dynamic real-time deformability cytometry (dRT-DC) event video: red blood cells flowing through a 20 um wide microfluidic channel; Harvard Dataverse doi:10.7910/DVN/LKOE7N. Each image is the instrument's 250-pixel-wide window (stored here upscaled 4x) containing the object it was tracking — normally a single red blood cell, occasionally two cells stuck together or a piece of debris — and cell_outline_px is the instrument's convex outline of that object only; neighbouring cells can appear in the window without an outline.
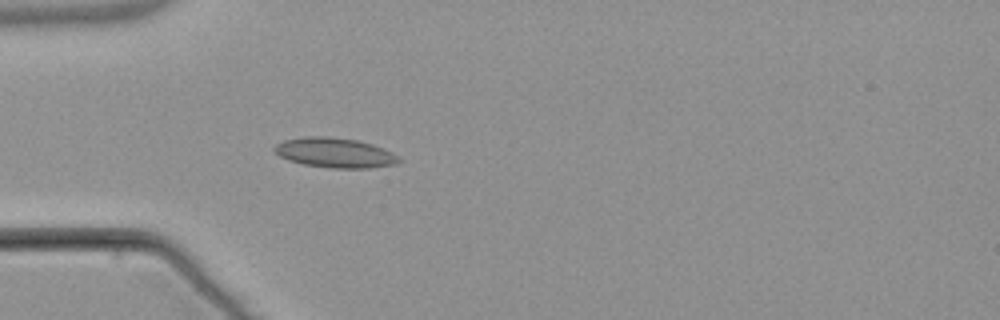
{"species": "common noctule bat (a hibernating species)", "species_latin": "Nyctalus noctula", "temperature_condition": "warm", "stored_images_in_passage": 4, "camera_frame_rate_fps": 3000, "um_per_image_px": 0.085, "animal": {"sex": "male", "body_mass_g": 21.5, "forearm_length_mm": 52.0}, "frame": {"image": 1, "passage_image": 4, "time_ms": 3.667, "image_size_px": [1000, 320], "cell_outline_px": [[400, 160], [396, 164], [368, 168], [332, 168], [304, 164], [288, 160], [280, 156], [272, 148], [276, 144], [284, 140], [304, 136], [328, 136], [356, 140], [372, 144], [392, 152]], "centroid_in_image_um": [28.43, 12.97], "position_along_channel_um": 56.6, "area_um2": 21.5}}